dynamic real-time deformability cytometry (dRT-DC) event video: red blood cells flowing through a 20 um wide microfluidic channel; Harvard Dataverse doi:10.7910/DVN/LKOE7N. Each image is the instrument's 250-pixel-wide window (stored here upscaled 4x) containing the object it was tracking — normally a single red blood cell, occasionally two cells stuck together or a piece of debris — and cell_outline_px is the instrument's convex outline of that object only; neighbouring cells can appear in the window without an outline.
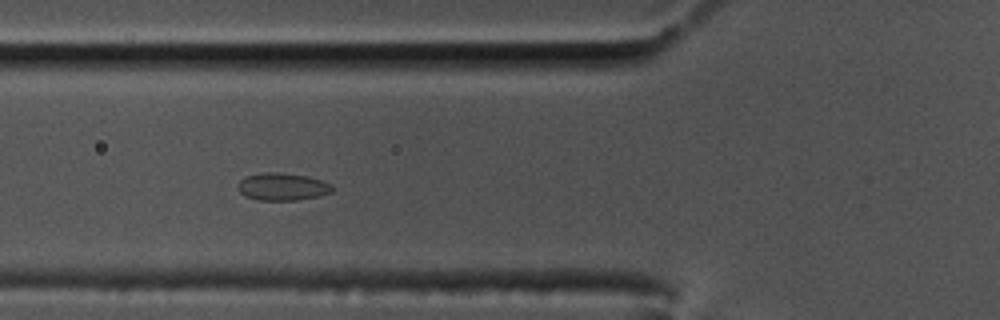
{"species": "common noctule bat (a hibernating species)", "species_latin": "Nyctalus noctula", "temperature_condition": "cold", "stored_images_in_passage": 40, "camera_frame_rate_fps": 3000, "um_per_image_px": 0.085, "animal": {"sex": "male", "body_mass_g": 17.5, "forearm_length_mm": 52.3}, "frame": {"image": 1, "passage_image": 3, "time_ms": 0.667, "image_size_px": [1000, 320], "cell_outline_px": [[332, 192], [320, 196], [296, 200], [256, 200], [244, 196], [236, 188], [236, 184], [244, 176], [260, 172], [280, 172], [308, 176], [332, 184]], "centroid_in_image_um": [23.95, 15.86], "position_along_channel_um": 101.9, "area_um2": 15.43}}
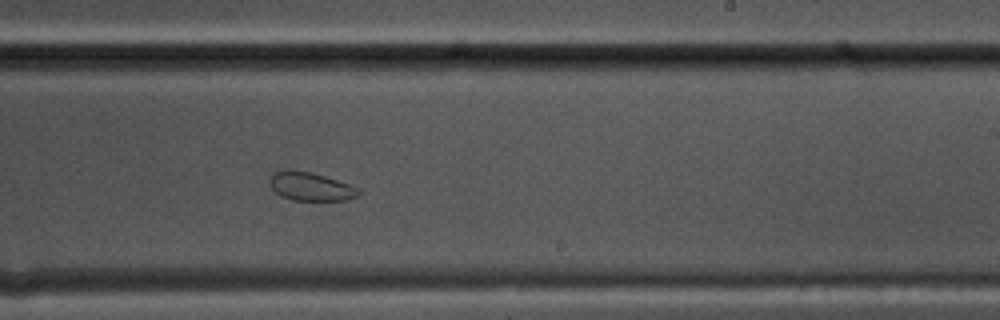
{"frame": {"image": 2, "passage_image": 17, "time_ms": 5.333, "image_size_px": [1000, 320], "cell_outline_px": [[360, 192], [356, 196], [344, 200], [292, 200], [280, 196], [268, 184], [268, 180], [272, 172], [312, 172], [360, 188]], "centroid_in_image_um": [26.39, 15.88], "position_along_channel_um": 262.6, "area_um2": 14.33}}
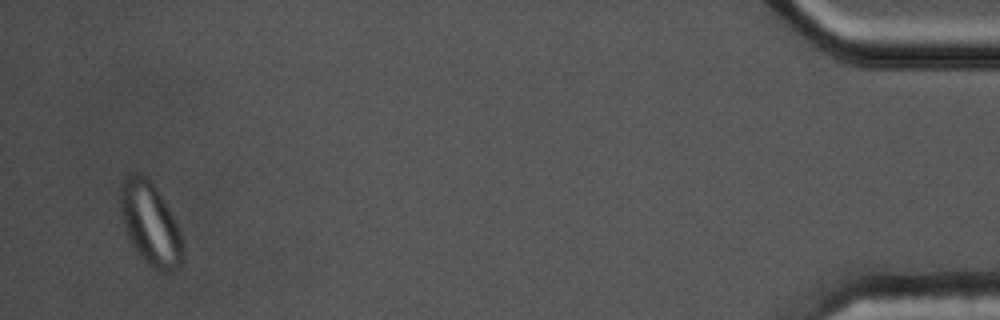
{"frame": {"image": 3, "passage_image": 38, "time_ms": 12.333, "image_size_px": [1000, 320], "cell_outline_px": [[184, 260], [180, 268], [172, 272], [160, 272], [152, 268], [136, 252], [124, 228], [120, 212], [120, 188], [124, 176], [136, 172], [148, 176], [164, 200], [176, 220], [180, 232], [184, 252]], "centroid_in_image_um": [12.79, 19.04], "position_along_channel_um": 422.4, "area_um2": 30.75}}